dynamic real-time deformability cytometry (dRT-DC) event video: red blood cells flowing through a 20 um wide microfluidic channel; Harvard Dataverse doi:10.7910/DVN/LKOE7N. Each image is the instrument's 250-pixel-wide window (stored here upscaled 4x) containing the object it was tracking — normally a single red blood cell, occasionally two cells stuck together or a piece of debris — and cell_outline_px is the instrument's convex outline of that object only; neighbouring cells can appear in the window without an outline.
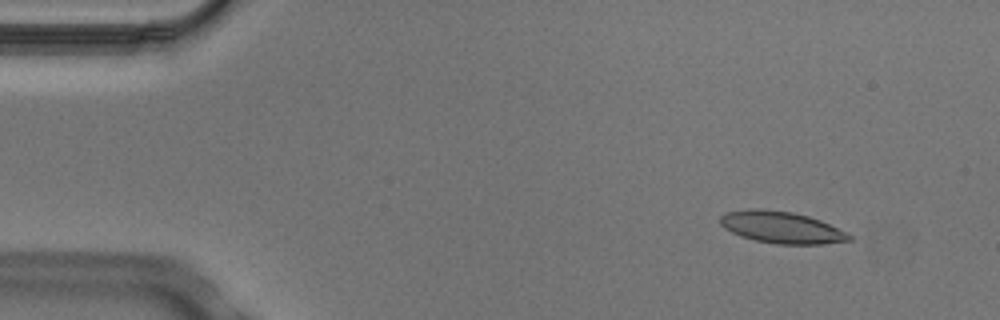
{"species": "Egyptian fruit bat (a non-hibernating species)", "species_latin": "Rousettus aegyptiacus", "temperature_condition": "cold", "stored_images_in_passage": 7, "camera_frame_rate_fps": 3000, "um_per_image_px": 0.085, "animal": {"sex": "male"}, "frame": {"image": 1, "passage_image": 2, "time_ms": 0.333, "image_size_px": [1000, 320], "cell_outline_px": [[852, 240], [820, 244], [776, 244], [756, 240], [740, 236], [724, 228], [720, 224], [720, 216], [728, 212], [756, 208], [760, 208], [792, 212], [808, 216], [820, 220], [848, 232], [852, 236]], "centroid_in_image_um": [66.44, 19.33], "position_along_channel_um": 18.6, "area_um2": 23.81}}
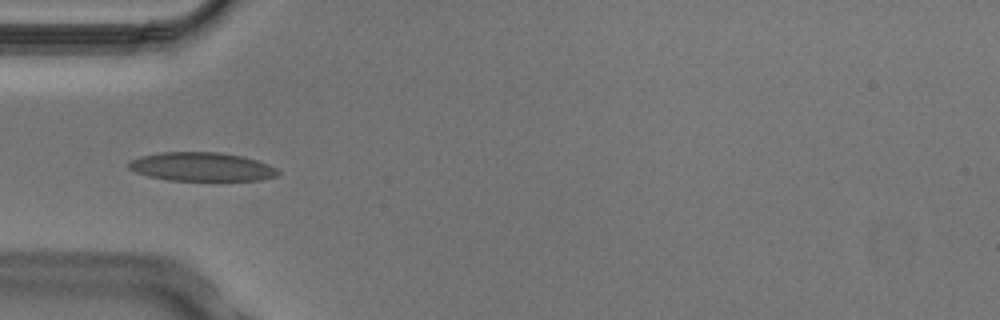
{"frame": {"image": 2, "passage_image": 5, "time_ms": 1.333, "image_size_px": [1000, 320], "cell_outline_px": [[280, 172], [276, 176], [260, 180], [168, 180], [148, 176], [136, 172], [128, 168], [128, 160], [140, 156], [160, 152], [220, 152], [240, 156], [256, 160], [268, 164], [276, 168]], "centroid_in_image_um": [17.1, 14.17], "position_along_channel_um": 67.9, "area_um2": 24.97}}